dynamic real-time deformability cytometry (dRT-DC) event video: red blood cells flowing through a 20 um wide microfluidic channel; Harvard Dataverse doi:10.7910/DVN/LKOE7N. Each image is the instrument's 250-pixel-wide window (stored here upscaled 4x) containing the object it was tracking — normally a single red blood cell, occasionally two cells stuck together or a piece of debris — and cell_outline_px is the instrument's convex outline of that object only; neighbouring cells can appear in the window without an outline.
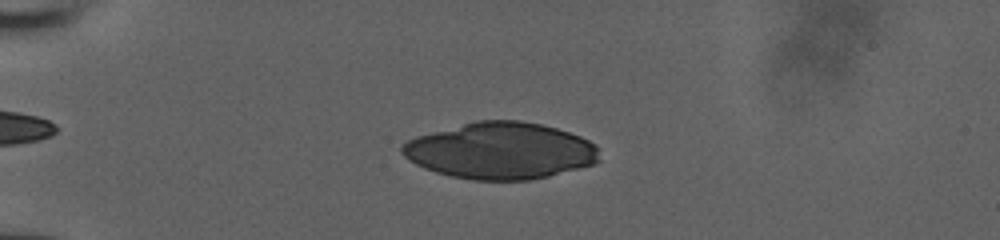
{"species": "human", "species_latin": "Homo sapiens", "temperature_condition": "room temperature", "stored_images_in_passage": 52, "camera_frame_rate_fps": 3000, "um_per_image_px": 0.085, "donor": {"sex": "male"}, "frame": {"image": 1, "passage_image": 15, "time_ms": 4.667, "image_size_px": [1000, 240], "cell_outline_px": [[600, 160], [596, 164], [548, 176], [528, 180], [472, 180], [452, 176], [436, 172], [424, 168], [408, 160], [400, 152], [400, 148], [408, 140], [416, 136], [476, 120], [520, 120], [540, 124], [556, 128], [580, 136], [596, 144]], "centroid_in_image_um": [42.55, 12.81], "position_along_channel_um": 42.5, "area_um2": 65.14}}